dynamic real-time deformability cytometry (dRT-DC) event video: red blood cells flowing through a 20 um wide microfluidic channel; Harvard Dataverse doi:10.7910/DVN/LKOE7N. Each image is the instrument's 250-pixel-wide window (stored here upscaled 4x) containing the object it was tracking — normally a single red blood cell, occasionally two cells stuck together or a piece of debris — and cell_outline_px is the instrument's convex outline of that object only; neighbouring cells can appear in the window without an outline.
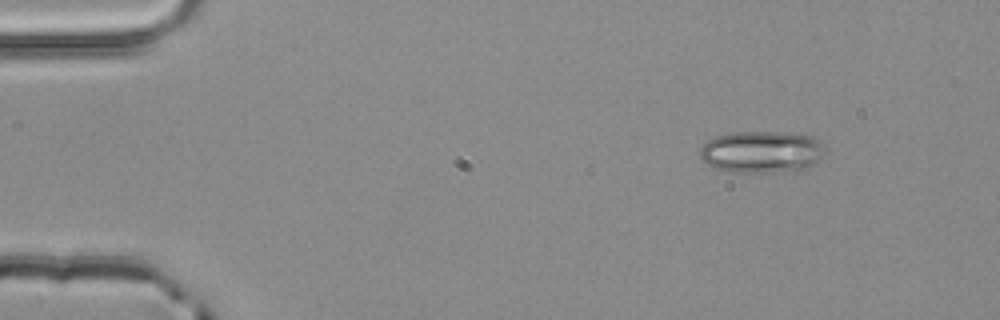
{"species": "common noctule bat (a hibernating species)", "species_latin": "Nyctalus noctula", "temperature_condition": "room temperature", "stored_images_in_passage": 3, "camera_frame_rate_fps": 3000, "um_per_image_px": 0.085, "animal": {"sex": "male", "body_mass_g": 20.4}, "frame": {"image": 1, "passage_image": 1, "time_ms": 0.0, "image_size_px": [1000, 320], "cell_outline_px": [[824, 152], [808, 168], [764, 172], [732, 172], [716, 168], [704, 164], [700, 156], [700, 148], [708, 140], [716, 136], [732, 132], [784, 132], [812, 136], [820, 144]], "centroid_in_image_um": [64.65, 12.9], "position_along_channel_um": 20.3, "area_um2": 30.11}}